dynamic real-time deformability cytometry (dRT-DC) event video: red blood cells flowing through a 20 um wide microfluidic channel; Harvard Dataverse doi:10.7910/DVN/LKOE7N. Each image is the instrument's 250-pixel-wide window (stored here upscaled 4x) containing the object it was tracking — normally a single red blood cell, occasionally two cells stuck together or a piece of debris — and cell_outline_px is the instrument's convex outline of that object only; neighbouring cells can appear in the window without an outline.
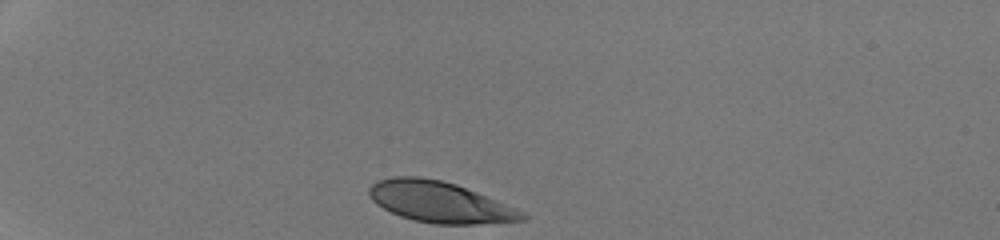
{"species": "human", "species_latin": "Homo sapiens", "temperature_condition": "room temperature", "stored_images_in_passage": 31, "camera_frame_rate_fps": 3000, "um_per_image_px": 0.085, "donor": {"sex": "male"}, "frame": {"image": 1, "passage_image": 1, "time_ms": 0.0, "image_size_px": [1000, 240], "cell_outline_px": [[528, 220], [472, 224], [436, 224], [412, 220], [400, 216], [376, 204], [368, 196], [368, 188], [376, 180], [392, 176], [420, 176], [440, 180], [456, 184], [516, 208], [524, 212], [528, 216]], "centroid_in_image_um": [37.34, 17.17], "position_along_channel_um": 47.7, "area_um2": 36.59}}
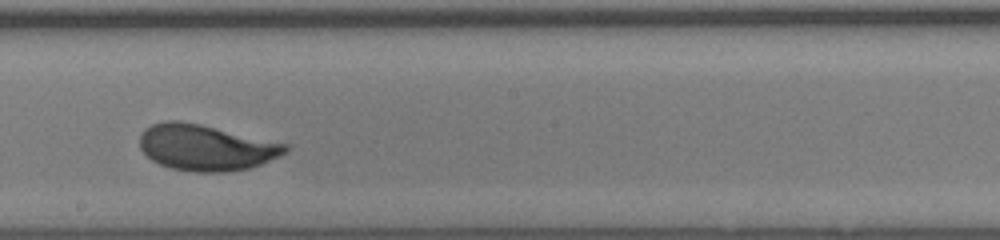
{"frame": {"image": 2, "passage_image": 18, "time_ms": 5.667, "image_size_px": [1000, 240], "cell_outline_px": [[288, 152], [260, 164], [248, 168], [224, 172], [196, 172], [172, 168], [160, 164], [152, 160], [140, 148], [140, 132], [144, 128], [152, 124], [164, 120], [176, 120], [200, 124], [288, 144]], "centroid_in_image_um": [17.48, 12.53], "position_along_channel_um": 230.7, "area_um2": 38.84}}
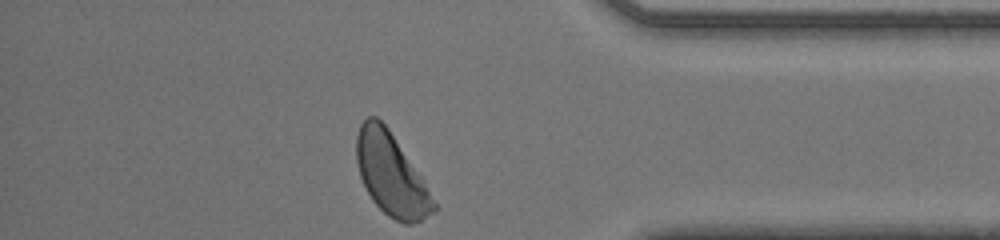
{"frame": {"image": 3, "passage_image": 31, "time_ms": 10.0, "image_size_px": [1000, 240], "cell_outline_px": [[436, 208], [432, 212], [420, 220], [412, 224], [404, 224], [388, 216], [372, 200], [360, 176], [356, 160], [356, 136], [360, 124], [368, 116], [376, 116], [388, 128], [436, 204]], "centroid_in_image_um": [33.18, 14.82], "position_along_channel_um": 402.0, "area_um2": 35.66}, "authors_computed_cell_mechanics": {"area_um2": 38.437, "velocity_mm_per_s": 4.2497, "shape_relaxation_time_tau1_ms": 2.6993, "shape_relaxation_time_tau2_ms": null, "deformation_change_tau1": 0.1431, "deformation_change_tau2": null}}